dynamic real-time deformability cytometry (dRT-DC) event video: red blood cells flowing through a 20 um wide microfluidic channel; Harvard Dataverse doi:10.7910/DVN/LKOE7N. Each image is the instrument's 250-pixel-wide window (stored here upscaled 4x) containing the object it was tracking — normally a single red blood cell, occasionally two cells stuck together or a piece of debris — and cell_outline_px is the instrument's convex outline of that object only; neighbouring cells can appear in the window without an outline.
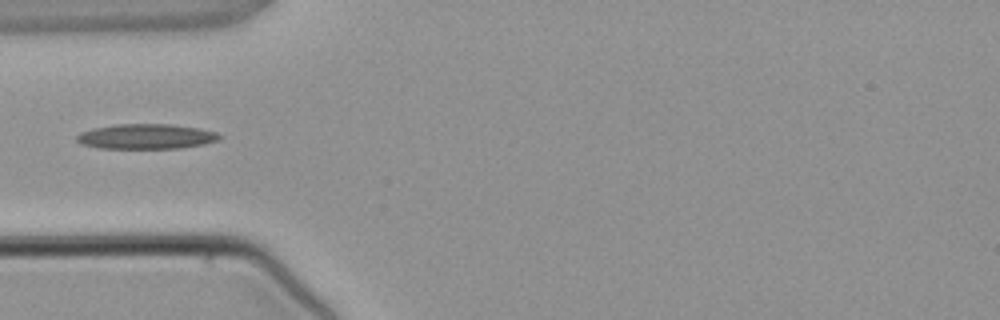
{"species": "common noctule bat (a hibernating species)", "species_latin": "Nyctalus noctula", "temperature_condition": "warm", "stored_images_in_passage": 2, "camera_frame_rate_fps": 3000, "um_per_image_px": 0.085, "animal": {"sex": "male", "body_mass_g": 21.5, "forearm_length_mm": 52.0}, "frame": {"image": 1, "passage_image": 1, "time_ms": 0.0, "image_size_px": [1000, 320], "cell_outline_px": [[224, 136], [220, 140], [204, 144], [180, 148], [100, 148], [80, 144], [76, 140], [76, 136], [80, 132], [92, 128], [116, 124], [172, 124], [200, 128], [216, 132]], "centroid_in_image_um": [12.44, 11.59], "position_along_channel_um": 72.6, "area_um2": 21.04}}